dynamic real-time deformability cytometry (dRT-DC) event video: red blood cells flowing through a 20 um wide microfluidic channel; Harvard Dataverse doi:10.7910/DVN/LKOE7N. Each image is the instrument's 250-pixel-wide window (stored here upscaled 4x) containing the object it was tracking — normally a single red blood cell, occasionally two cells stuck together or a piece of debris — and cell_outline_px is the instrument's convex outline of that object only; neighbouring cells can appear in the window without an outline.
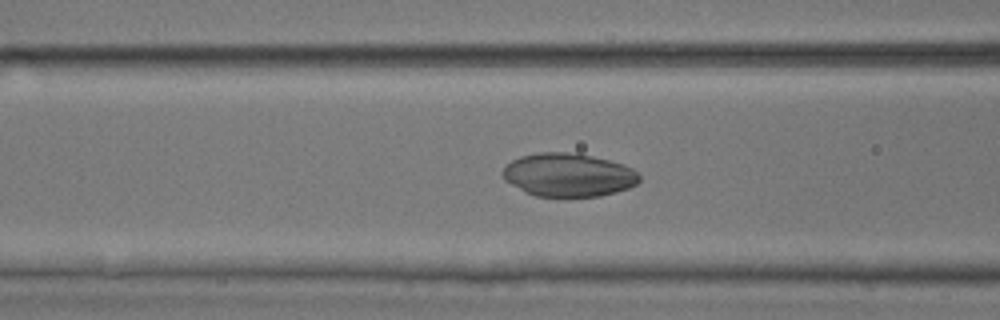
{"species": "common noctule bat (a hibernating species)", "species_latin": "Nyctalus noctula", "temperature_condition": "room temperature", "stored_images_in_passage": 31, "camera_frame_rate_fps": 3000, "um_per_image_px": 0.085, "animal": {"sex": "male", "body_mass_g": 17.9, "forearm_length_mm": 54.2}, "frame": {"image": 1, "passage_image": 10, "time_ms": 3.0, "image_size_px": [1000, 320], "cell_outline_px": [[640, 180], [636, 184], [628, 188], [616, 192], [600, 196], [536, 196], [524, 192], [504, 180], [500, 172], [512, 160], [520, 156], [536, 152], [576, 152], [624, 164], [632, 168], [640, 176]], "centroid_in_image_um": [48.29, 14.86], "position_along_channel_um": 118.3, "area_um2": 34.74}}
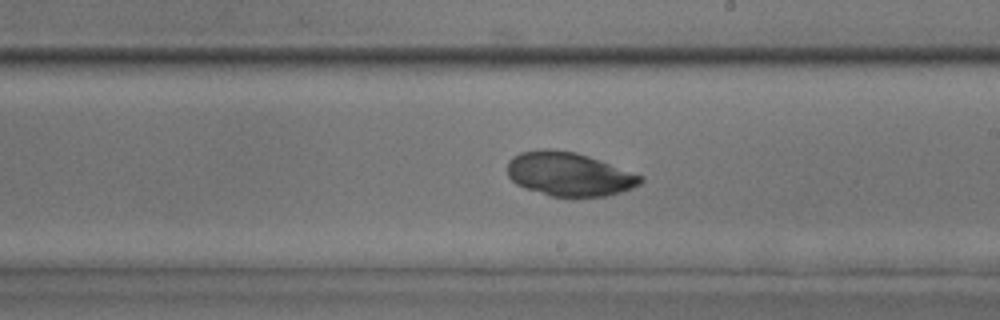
{"frame": {"image": 2, "passage_image": 19, "time_ms": 6.0, "image_size_px": [1000, 320], "cell_outline_px": [[644, 180], [640, 184], [632, 188], [608, 196], [552, 196], [524, 188], [516, 184], [508, 176], [508, 160], [512, 156], [520, 152], [544, 148], [552, 148], [576, 152], [600, 160], [644, 176]], "centroid_in_image_um": [48.36, 14.78], "position_along_channel_um": 240.6, "area_um2": 34.1}}
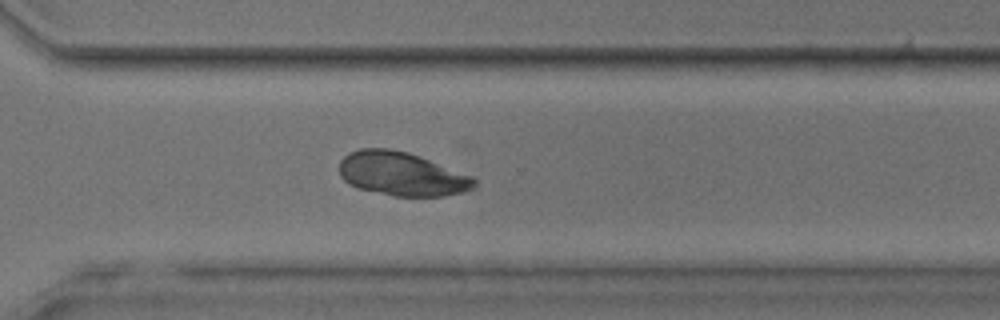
{"frame": {"image": 3, "passage_image": 26, "time_ms": 8.333, "image_size_px": [1000, 320], "cell_outline_px": [[480, 180], [472, 188], [464, 192], [444, 196], [392, 196], [356, 188], [348, 184], [340, 176], [340, 160], [348, 152], [360, 148], [388, 148], [408, 152], [472, 176]], "centroid_in_image_um": [34.13, 14.79], "position_along_channel_um": 336.5, "area_um2": 34.62}}